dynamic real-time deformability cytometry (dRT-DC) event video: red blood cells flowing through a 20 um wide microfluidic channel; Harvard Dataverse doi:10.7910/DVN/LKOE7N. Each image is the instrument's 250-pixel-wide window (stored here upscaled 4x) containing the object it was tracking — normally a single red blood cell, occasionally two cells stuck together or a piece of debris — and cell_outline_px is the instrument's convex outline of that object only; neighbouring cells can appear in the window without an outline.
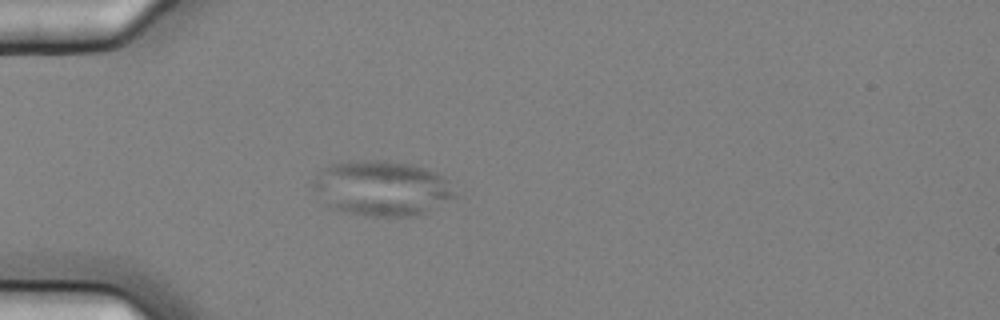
{"species": "common noctule bat (a hibernating species)", "species_latin": "Nyctalus noctula", "temperature_condition": "cold", "stored_images_in_passage": 2, "camera_frame_rate_fps": 3000, "um_per_image_px": 0.085, "animal": {"sex": "female", "body_mass_g": 25.1}, "frame": {"image": 1, "passage_image": 2, "time_ms": 0.333, "image_size_px": [1000, 320], "cell_outline_px": [[460, 196], [428, 212], [416, 216], [364, 216], [328, 208], [324, 204], [308, 184], [320, 168], [332, 164], [352, 160], [384, 160], [408, 164], [424, 168], [436, 172], [444, 176]], "centroid_in_image_um": [32.41, 16.01], "position_along_channel_um": 52.6, "area_um2": 46.76}}